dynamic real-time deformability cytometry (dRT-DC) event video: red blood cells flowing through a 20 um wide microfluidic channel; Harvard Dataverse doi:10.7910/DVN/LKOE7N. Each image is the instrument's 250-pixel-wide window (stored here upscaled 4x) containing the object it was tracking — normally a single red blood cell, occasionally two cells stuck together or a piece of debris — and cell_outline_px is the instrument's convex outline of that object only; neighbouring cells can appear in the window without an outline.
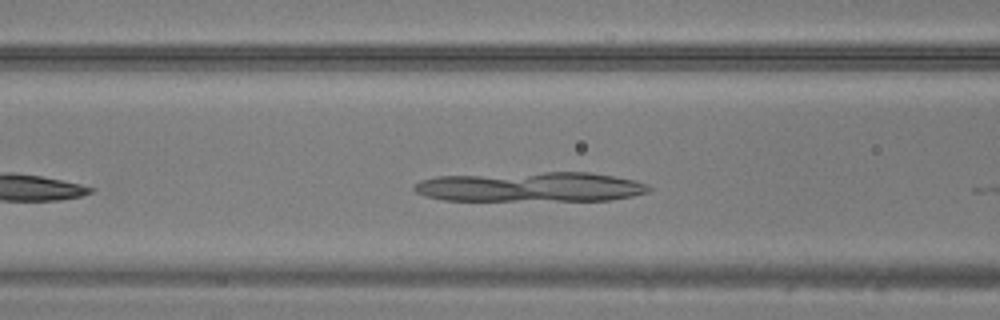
{"species": "common noctule bat (a hibernating species)", "species_latin": "Nyctalus noctula", "temperature_condition": "warm", "stored_images_in_passage": 17, "camera_frame_rate_fps": 3000, "um_per_image_px": 0.085, "animal": {"sex": "male", "body_mass_g": 20.5, "forearm_length_mm": 52.5}, "frame": {"image": 1, "passage_image": 8, "time_ms": 2.333, "image_size_px": [1000, 320], "cell_outline_px": [[652, 188], [648, 192], [632, 196], [612, 200], [444, 200], [424, 196], [416, 192], [412, 188], [420, 180], [436, 176], [544, 172], [588, 172], [636, 180], [648, 184]], "centroid_in_image_um": [45.11, 15.88], "position_along_channel_um": 121.5, "area_um2": 40.75}}
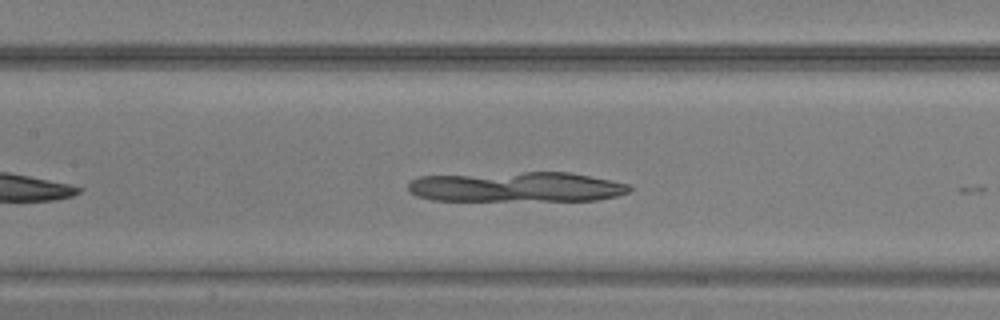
{"frame": {"image": 2, "passage_image": 11, "time_ms": 3.333, "image_size_px": [1000, 320], "cell_outline_px": [[632, 188], [628, 192], [616, 196], [596, 200], [432, 200], [416, 196], [408, 192], [408, 184], [412, 180], [420, 176], [524, 172], [568, 172], [628, 184]], "centroid_in_image_um": [43.85, 15.89], "position_along_channel_um": 163.5, "area_um2": 38.49}}
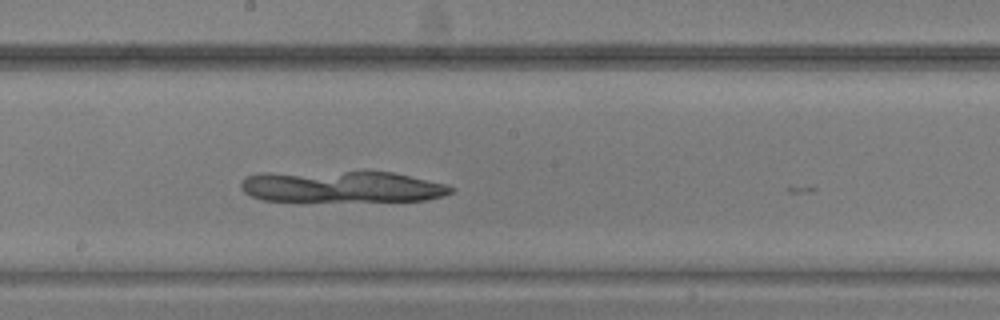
{"frame": {"image": 3, "passage_image": 15, "time_ms": 4.667, "image_size_px": [1000, 320], "cell_outline_px": [[452, 192], [444, 196], [424, 200], [264, 200], [252, 196], [244, 192], [240, 188], [240, 180], [244, 176], [256, 172], [392, 172], [448, 184], [452, 188]], "centroid_in_image_um": [28.98, 15.84], "position_along_channel_um": 219.2, "area_um2": 38.26}}